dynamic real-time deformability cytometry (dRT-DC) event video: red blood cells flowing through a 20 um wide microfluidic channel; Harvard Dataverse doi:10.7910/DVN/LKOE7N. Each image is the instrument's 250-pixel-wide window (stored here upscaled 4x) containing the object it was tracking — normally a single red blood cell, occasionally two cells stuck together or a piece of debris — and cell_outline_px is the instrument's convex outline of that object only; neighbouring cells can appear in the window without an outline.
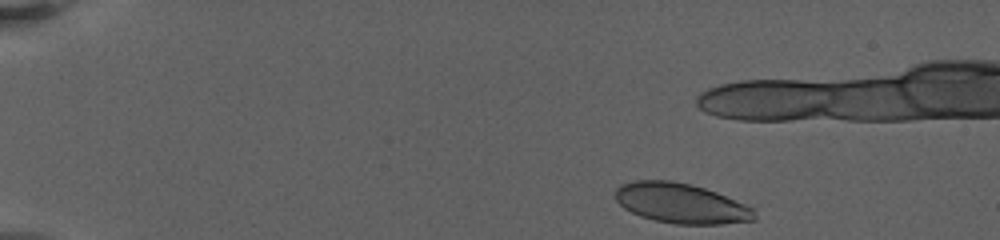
{"species": "human", "species_latin": "Homo sapiens", "temperature_condition": "warm", "stored_images_in_passage": 30, "camera_frame_rate_fps": 3000, "um_per_image_px": 0.085, "donor": {"sex": "female"}, "frame": {"image": 1, "passage_image": 1, "time_ms": 0.0, "image_size_px": [1000, 240], "cell_outline_px": [[756, 220], [720, 224], [676, 224], [656, 220], [640, 216], [624, 208], [616, 200], [616, 188], [620, 184], [636, 180], [668, 180], [688, 184], [704, 188], [716, 192], [756, 208]], "centroid_in_image_um": [57.92, 17.28], "position_along_channel_um": 27.1, "area_um2": 32.43}}
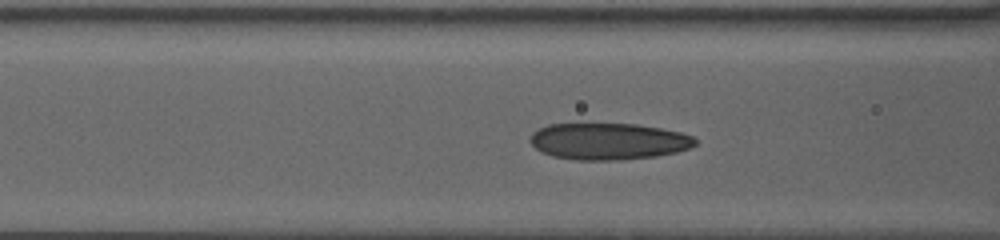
{"frame": {"image": 2, "passage_image": 14, "time_ms": 6.0, "image_size_px": [1000, 240], "cell_outline_px": [[696, 144], [688, 148], [676, 152], [656, 156], [620, 160], [576, 160], [552, 156], [540, 152], [528, 140], [532, 132], [548, 124], [636, 124], [660, 128], [680, 132], [692, 136], [696, 140]], "centroid_in_image_um": [51.68, 12.02], "position_along_channel_um": 114.9, "area_um2": 35.26}}
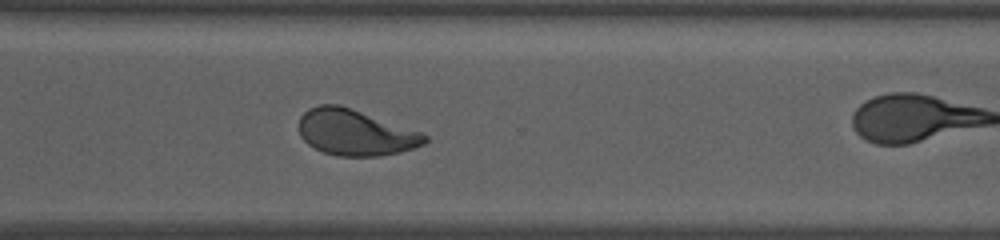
{"frame": {"image": 3, "passage_image": 28, "time_ms": 13.0, "image_size_px": [1000, 240], "cell_outline_px": [[428, 140], [424, 144], [400, 152], [380, 156], [336, 156], [324, 152], [308, 144], [300, 136], [300, 116], [308, 108], [320, 104], [340, 104], [424, 132], [428, 136]], "centroid_in_image_um": [30.23, 11.25], "position_along_channel_um": 340.4, "area_um2": 33.99}}